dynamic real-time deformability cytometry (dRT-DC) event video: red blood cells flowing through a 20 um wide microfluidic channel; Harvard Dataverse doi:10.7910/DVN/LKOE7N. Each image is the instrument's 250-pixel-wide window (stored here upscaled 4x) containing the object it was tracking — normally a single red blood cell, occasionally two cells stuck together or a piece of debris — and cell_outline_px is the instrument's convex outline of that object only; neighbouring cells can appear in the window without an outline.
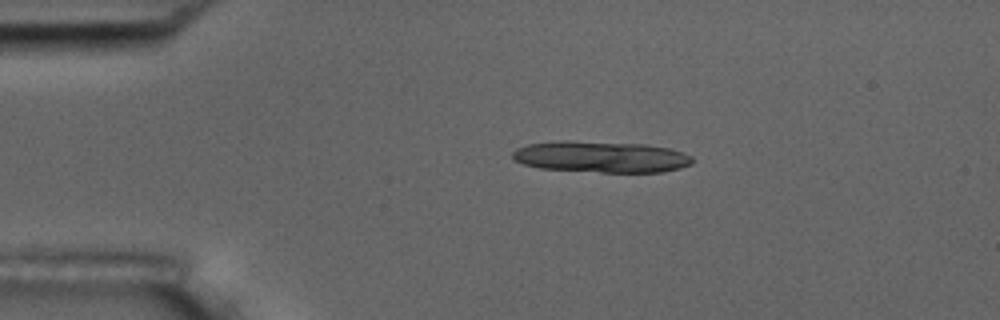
{"species": "common noctule bat (a hibernating species)", "species_latin": "Nyctalus noctula", "temperature_condition": "room temperature", "stored_images_in_passage": 46, "segment_of_instrument_passage": [1, 2], "camera_frame_rate_fps": 3000, "um_per_image_px": 0.085, "animal": {"sex": "male", "body_mass_g": 17.5, "forearm_length_mm": 52.3}, "frame": {"image": 1, "passage_image": 1, "time_ms": 0.0, "image_size_px": [1000, 320], "cell_outline_px": [[692, 164], [680, 168], [664, 172], [600, 172], [540, 168], [524, 164], [512, 160], [512, 152], [516, 148], [528, 144], [564, 140], [568, 140], [644, 144], [668, 148], [692, 156]], "centroid_in_image_um": [51.06, 13.33], "position_along_channel_um": 33.9, "area_um2": 32.89}}